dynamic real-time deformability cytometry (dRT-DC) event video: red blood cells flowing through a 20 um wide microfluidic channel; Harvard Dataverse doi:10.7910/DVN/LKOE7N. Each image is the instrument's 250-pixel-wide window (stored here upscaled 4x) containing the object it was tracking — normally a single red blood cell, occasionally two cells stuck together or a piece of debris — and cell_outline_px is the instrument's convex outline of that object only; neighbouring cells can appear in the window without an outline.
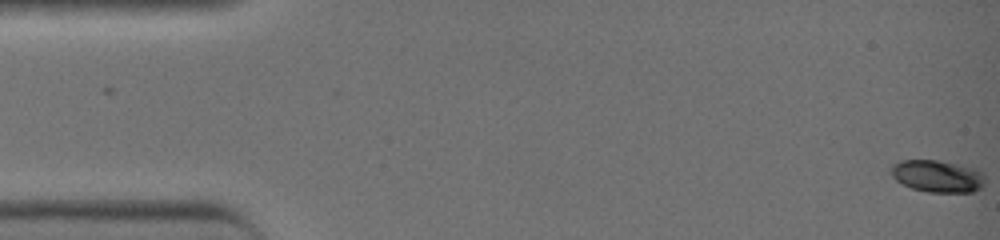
{"species": "common noctule bat (a hibernating species)", "species_latin": "Nyctalus noctula", "temperature_condition": "warm", "stored_images_in_passage": 43, "camera_frame_rate_fps": 3000, "um_per_image_px": 0.085, "animal": {"sex": "female", "body_mass_g": 19.0, "forearm_length_mm": 51.5}, "frame": {"image": 1, "passage_image": 1, "time_ms": 0.0, "image_size_px": [1000, 240], "cell_outline_px": [[984, 184], [980, 188], [972, 192], [928, 192], [912, 188], [896, 180], [892, 176], [892, 164], [900, 160], [936, 160], [976, 168], [984, 172]], "centroid_in_image_um": [79.71, 14.97], "position_along_channel_um": 5.3, "area_um2": 17.57}}
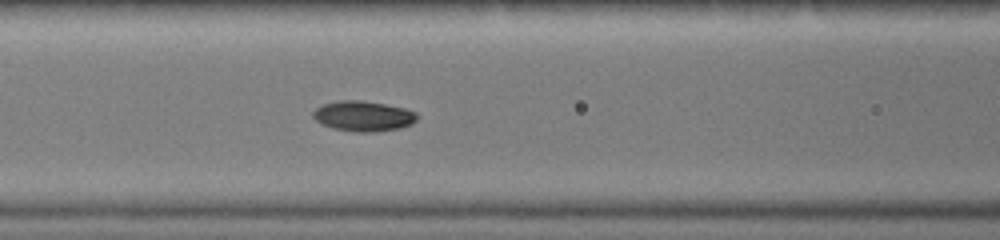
{"frame": {"image": 2, "passage_image": 19, "time_ms": 6.0, "image_size_px": [1000, 240], "cell_outline_px": [[416, 120], [412, 124], [400, 128], [376, 132], [356, 132], [332, 128], [320, 124], [312, 116], [312, 112], [316, 108], [324, 104], [340, 100], [360, 100], [384, 104], [404, 108], [416, 112]], "centroid_in_image_um": [30.86, 9.87], "position_along_channel_um": 135.7, "area_um2": 18.38}}
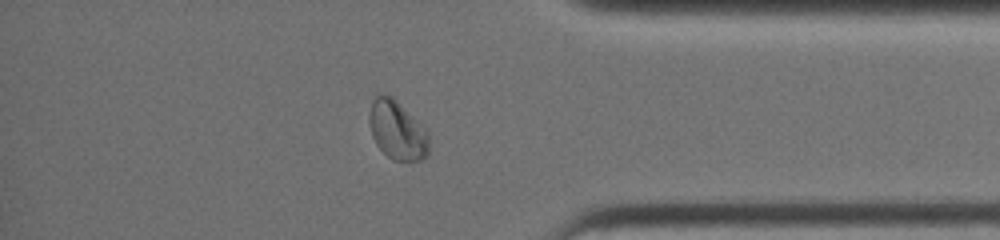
{"frame": {"image": 3, "passage_image": 37, "time_ms": 12.0, "image_size_px": [1000, 240], "cell_outline_px": [[428, 156], [420, 160], [392, 160], [376, 144], [372, 136], [368, 124], [368, 116], [372, 100], [380, 92], [392, 96], [428, 132]], "centroid_in_image_um": [33.72, 11.05], "position_along_channel_um": 401.5, "area_um2": 20.4}, "authors_computed_cell_mechanics": {"area_um2": 17.629, "velocity_mm_per_s": 4.5562, "shape_relaxation_time_tau1_ms": 4.6855, "shape_relaxation_time_tau2_ms": 8.9876, "deformation_change_tau1": 0.1498, "deformation_change_tau2": 0.0725}}